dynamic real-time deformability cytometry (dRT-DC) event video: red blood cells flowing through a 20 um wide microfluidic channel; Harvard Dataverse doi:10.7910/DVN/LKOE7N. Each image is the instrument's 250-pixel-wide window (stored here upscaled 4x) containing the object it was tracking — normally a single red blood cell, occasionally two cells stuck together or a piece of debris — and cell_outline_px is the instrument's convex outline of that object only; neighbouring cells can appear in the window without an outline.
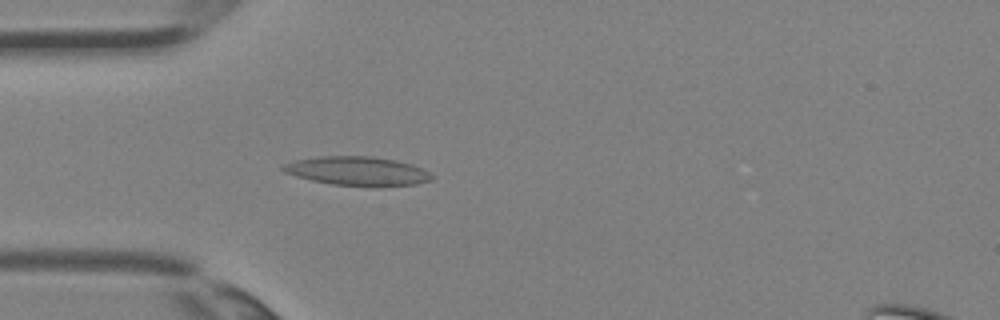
{"species": "Egyptian fruit bat (a non-hibernating species)", "species_latin": "Rousettus aegyptiacus", "temperature_condition": "room temperature", "stored_images_in_passage": 3, "camera_frame_rate_fps": 3000, "um_per_image_px": 0.085, "animal": {"sex": "female"}, "frame": {"image": 1, "passage_image": 3, "time_ms": 0.667, "image_size_px": [1000, 320], "cell_outline_px": [[432, 180], [416, 184], [376, 188], [332, 184], [312, 180], [296, 176], [284, 172], [280, 168], [284, 164], [292, 160], [316, 156], [372, 156], [396, 160], [412, 164], [428, 172], [432, 176]], "centroid_in_image_um": [30.37, 14.55], "position_along_channel_um": 54.6, "area_um2": 25.55}}